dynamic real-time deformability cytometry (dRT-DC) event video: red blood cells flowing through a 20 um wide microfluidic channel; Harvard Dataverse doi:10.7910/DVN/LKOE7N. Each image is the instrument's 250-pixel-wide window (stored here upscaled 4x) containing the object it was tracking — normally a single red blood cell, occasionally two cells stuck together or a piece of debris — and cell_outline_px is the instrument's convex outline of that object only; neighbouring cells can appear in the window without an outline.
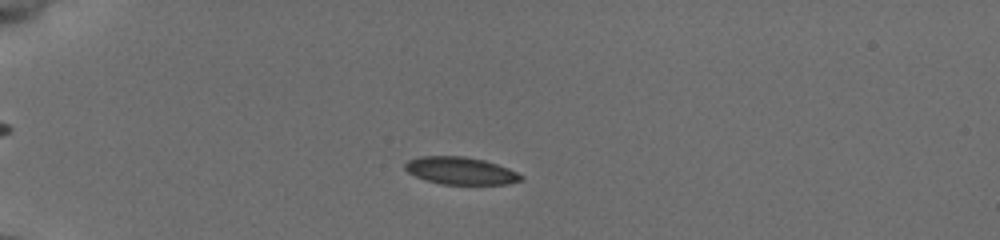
{"species": "common noctule bat (a hibernating species)", "species_latin": "Nyctalus noctula", "temperature_condition": "cold", "stored_images_in_passage": 52, "camera_frame_rate_fps": 3000, "um_per_image_px": 0.085, "animal": {"sex": "female", "body_mass_g": 19.5, "forearm_length_mm": 54.1}, "frame": {"image": 1, "passage_image": 13, "time_ms": 4.0, "image_size_px": [1000, 240], "cell_outline_px": [[524, 180], [508, 184], [440, 184], [416, 176], [408, 172], [404, 168], [404, 164], [408, 160], [420, 156], [464, 156], [484, 160], [508, 168], [524, 176]], "centroid_in_image_um": [39.16, 14.51], "position_along_channel_um": 45.8, "area_um2": 18.5}}
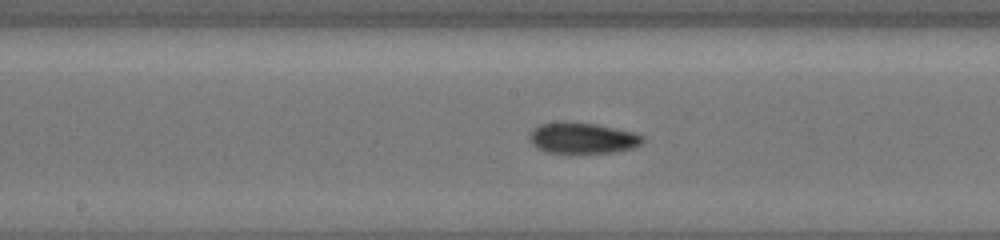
{"frame": {"image": 2, "passage_image": 28, "time_ms": 9.0, "image_size_px": [1000, 240], "cell_outline_px": [[644, 140], [640, 144], [632, 148], [612, 152], [544, 152], [536, 148], [528, 140], [528, 136], [532, 128], [540, 124], [596, 124], [636, 132], [644, 136]], "centroid_in_image_um": [49.51, 11.76], "position_along_channel_um": 198.7, "area_um2": 19.88}}
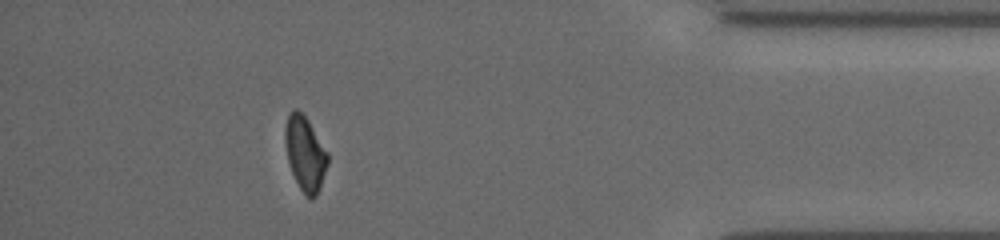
{"frame": {"image": 3, "passage_image": 47, "time_ms": 15.333, "image_size_px": [1000, 240], "cell_outline_px": [[328, 164], [316, 196], [312, 200], [300, 188], [292, 172], [288, 160], [284, 140], [284, 132], [288, 112], [292, 108], [296, 108], [308, 120], [328, 152]], "centroid_in_image_um": [25.92, 13.0], "position_along_channel_um": 409.3, "area_um2": 18.32}}